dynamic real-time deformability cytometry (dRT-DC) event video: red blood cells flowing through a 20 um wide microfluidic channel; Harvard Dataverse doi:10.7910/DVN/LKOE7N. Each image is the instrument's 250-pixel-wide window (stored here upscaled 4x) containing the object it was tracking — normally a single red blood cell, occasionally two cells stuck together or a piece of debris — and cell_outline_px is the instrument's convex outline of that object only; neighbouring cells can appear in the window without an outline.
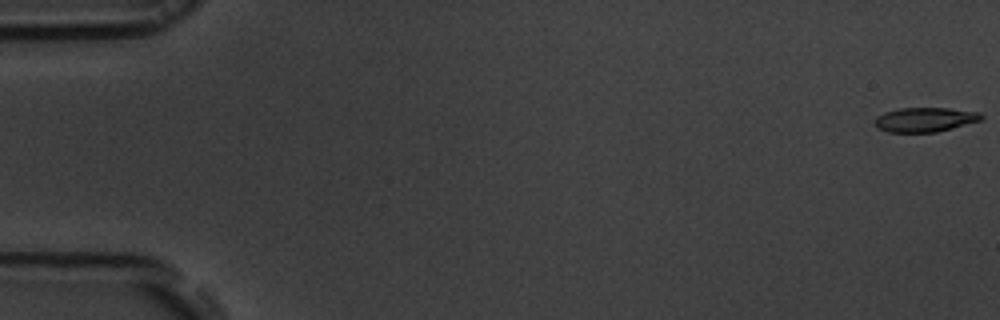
{"species": "common noctule bat (a hibernating species)", "species_latin": "Nyctalus noctula", "temperature_condition": "room temperature", "stored_images_in_passage": 53, "camera_frame_rate_fps": 3000, "um_per_image_px": 0.085, "animal": {"sex": "male", "body_mass_g": 19.5, "forearm_length_mm": 54.6}, "frame": {"image": 1, "passage_image": 1, "time_ms": 0.0, "image_size_px": [1000, 320], "cell_outline_px": [[984, 116], [980, 120], [936, 132], [888, 132], [876, 128], [876, 116], [884, 112], [900, 108], [948, 108], [980, 112]], "centroid_in_image_um": [78.6, 10.16], "position_along_channel_um": 6.4, "area_um2": 15.03}}
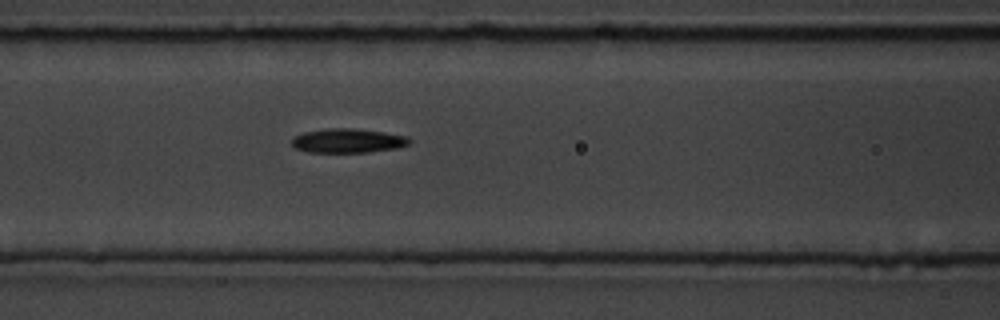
{"frame": {"image": 2, "passage_image": 23, "time_ms": 7.333, "image_size_px": [1000, 320], "cell_outline_px": [[412, 140], [408, 144], [396, 148], [368, 152], [308, 152], [296, 148], [292, 144], [292, 136], [304, 132], [324, 128], [352, 128], [384, 132], [408, 136]], "centroid_in_image_um": [29.55, 11.95], "position_along_channel_um": 137.0, "area_um2": 16.65}}
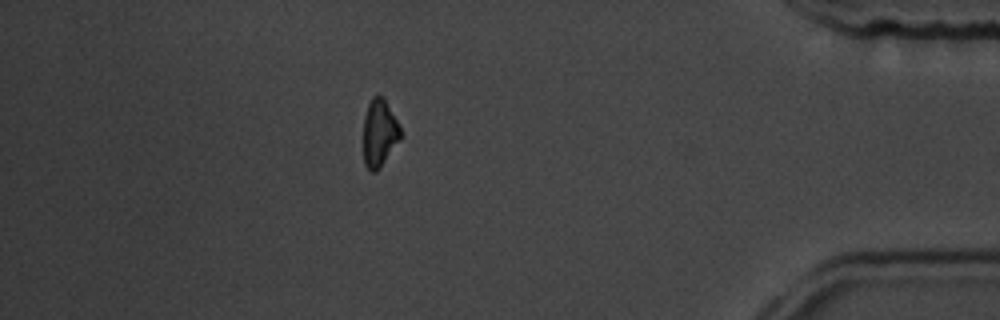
{"frame": {"image": 3, "passage_image": 47, "time_ms": 15.333, "image_size_px": [1000, 320], "cell_outline_px": [[400, 140], [380, 168], [376, 172], [372, 172], [364, 164], [364, 116], [368, 104], [372, 96], [384, 96], [400, 128]], "centroid_in_image_um": [32.24, 11.31], "position_along_channel_um": 403.0, "area_um2": 14.51}, "authors_computed_cell_mechanics": {"area_um2": 15.7216, "velocity_mm_per_s": 3.867, "shape_relaxation_time_tau1_ms": 1.5884, "shape_relaxation_time_tau2_ms": 7.8782, "deformation_change_tau1": 0.1035, "deformation_change_tau2": 0.1713}}